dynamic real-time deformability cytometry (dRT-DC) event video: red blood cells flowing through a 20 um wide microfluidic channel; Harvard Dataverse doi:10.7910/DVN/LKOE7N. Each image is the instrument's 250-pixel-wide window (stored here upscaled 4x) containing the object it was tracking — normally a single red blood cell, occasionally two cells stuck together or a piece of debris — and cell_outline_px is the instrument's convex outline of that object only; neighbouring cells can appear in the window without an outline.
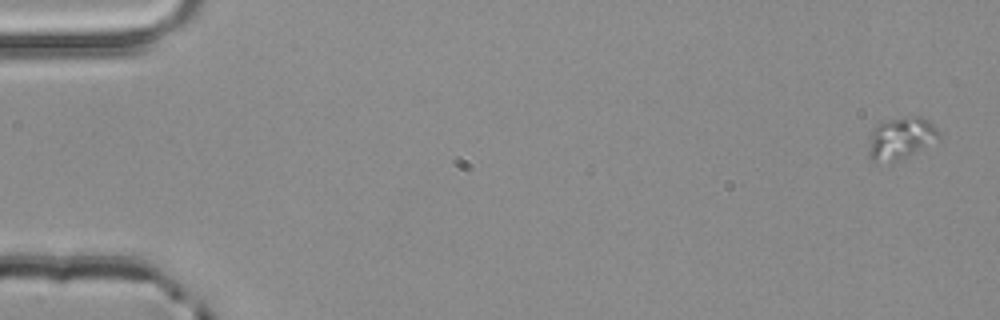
{"species": "common noctule bat (a hibernating species)", "species_latin": "Nyctalus noctula", "temperature_condition": "room temperature", "stored_images_in_passage": 3, "segment_of_instrument_passage": [1, 2], "camera_frame_rate_fps": 3000, "um_per_image_px": 0.085, "animal": {"sex": "male", "body_mass_g": 20.4}, "frame": {"image": 1, "passage_image": 1, "time_ms": 0.0, "image_size_px": [1000, 320], "cell_outline_px": [[940, 136], [908, 156], [896, 160], [876, 164], [872, 160], [868, 152], [868, 148], [872, 128], [876, 124], [888, 120], [916, 116], [920, 116], [928, 120], [940, 132]], "centroid_in_image_um": [76.51, 11.75], "position_along_channel_um": 8.5, "area_um2": 16.88}}